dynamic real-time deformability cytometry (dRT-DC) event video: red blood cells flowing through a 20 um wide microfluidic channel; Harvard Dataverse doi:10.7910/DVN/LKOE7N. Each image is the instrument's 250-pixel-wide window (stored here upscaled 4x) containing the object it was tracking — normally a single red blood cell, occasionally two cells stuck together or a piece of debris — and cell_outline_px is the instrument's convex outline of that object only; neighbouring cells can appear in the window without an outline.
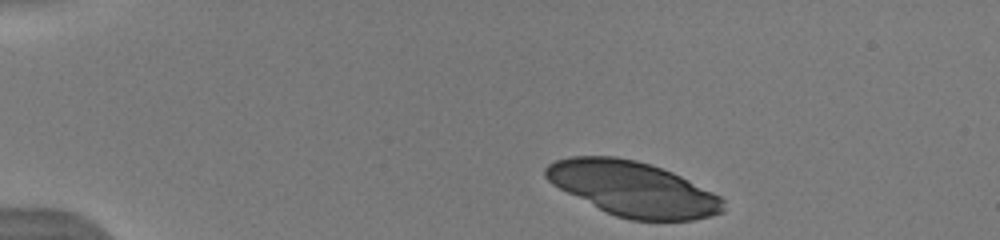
{"species": "human", "species_latin": "Homo sapiens", "temperature_condition": "warm", "stored_images_in_passage": 43, "camera_frame_rate_fps": 3000, "um_per_image_px": 0.085, "donor": {"sex": "male"}, "frame": {"image": 1, "passage_image": 1, "time_ms": 0.0, "image_size_px": [1000, 240], "cell_outline_px": [[724, 212], [712, 216], [692, 220], [632, 220], [616, 216], [552, 184], [544, 176], [544, 168], [548, 164], [556, 160], [568, 156], [616, 156], [636, 160], [652, 164], [672, 172], [720, 196], [724, 200]], "centroid_in_image_um": [53.81, 16.03], "position_along_channel_um": 31.2, "area_um2": 56.18}}